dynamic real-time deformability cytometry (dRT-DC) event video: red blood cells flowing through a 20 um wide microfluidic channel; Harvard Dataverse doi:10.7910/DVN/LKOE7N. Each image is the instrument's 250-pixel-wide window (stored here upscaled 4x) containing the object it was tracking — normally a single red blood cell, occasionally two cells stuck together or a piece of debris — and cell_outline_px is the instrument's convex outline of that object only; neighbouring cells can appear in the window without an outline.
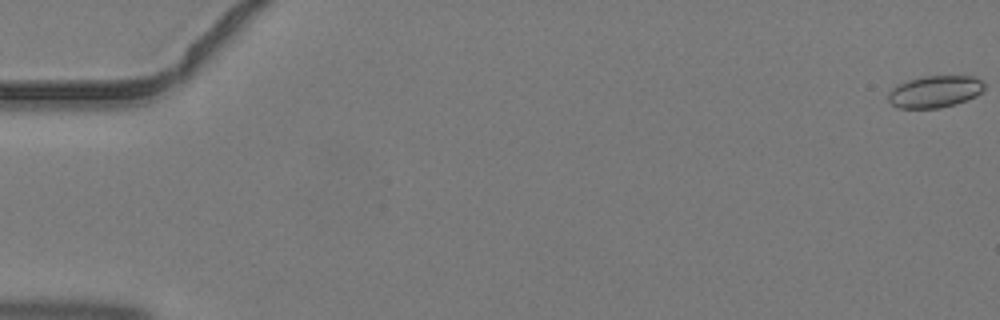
{"species": "common noctule bat (a hibernating species)", "species_latin": "Nyctalus noctula", "temperature_condition": "warm", "stored_images_in_passage": 5, "camera_frame_rate_fps": 3000, "um_per_image_px": 0.085, "animal": {"sex": "male", "body_mass_g": 19.2, "forearm_length_mm": 51.8}, "frame": {"image": 1, "passage_image": 1, "time_ms": 0.0, "image_size_px": [1000, 320], "cell_outline_px": [[984, 88], [976, 96], [968, 100], [956, 104], [940, 108], [900, 108], [892, 104], [888, 100], [888, 92], [896, 84], [908, 80], [924, 76], [976, 76], [984, 84]], "centroid_in_image_um": [79.45, 7.78], "position_along_channel_um": 5.5, "area_um2": 17.98}}
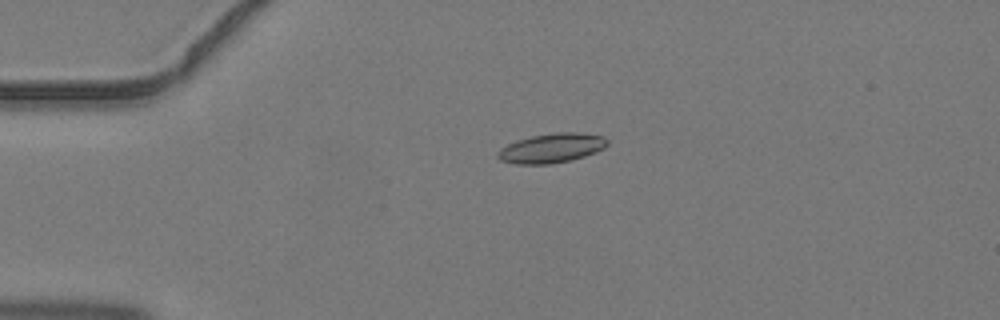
{"frame": {"image": 2, "passage_image": 4, "time_ms": 1.0, "image_size_px": [1000, 320], "cell_outline_px": [[608, 144], [604, 148], [596, 152], [584, 156], [552, 164], [516, 164], [500, 160], [496, 156], [496, 152], [500, 148], [516, 140], [532, 136], [556, 132], [576, 132], [604, 136], [608, 140]], "centroid_in_image_um": [46.87, 12.58], "position_along_channel_um": 38.1, "area_um2": 18.84}}